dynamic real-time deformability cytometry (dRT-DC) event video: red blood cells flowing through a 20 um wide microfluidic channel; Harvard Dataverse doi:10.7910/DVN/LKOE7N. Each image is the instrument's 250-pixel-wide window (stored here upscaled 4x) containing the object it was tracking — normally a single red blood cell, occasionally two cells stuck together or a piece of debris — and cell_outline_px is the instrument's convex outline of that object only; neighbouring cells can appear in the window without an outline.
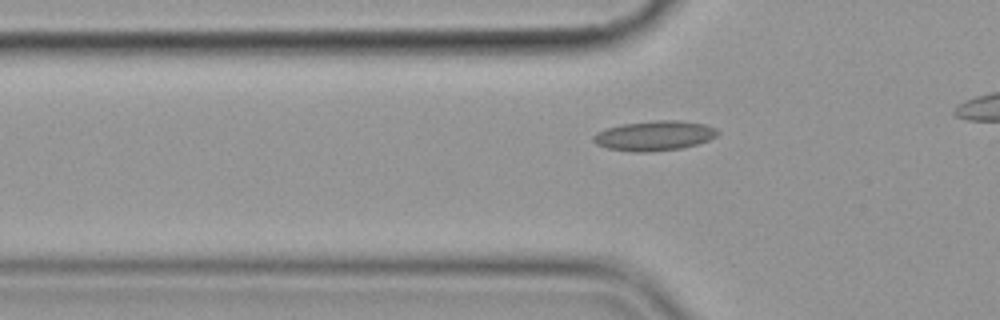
{"species": "common noctule bat (a hibernating species)", "species_latin": "Nyctalus noctula", "temperature_condition": "cold", "stored_images_in_passage": 33, "camera_frame_rate_fps": 3000, "um_per_image_px": 0.085, "animal": {"sex": "female", "body_mass_g": 19.9}, "frame": {"image": 1, "passage_image": 10, "time_ms": 3.0, "image_size_px": [1000, 320], "cell_outline_px": [[720, 132], [716, 136], [708, 140], [696, 144], [680, 148], [644, 152], [636, 152], [608, 148], [596, 144], [592, 140], [592, 136], [596, 132], [604, 128], [620, 124], [656, 120], [680, 120], [704, 124], [716, 128]], "centroid_in_image_um": [55.59, 11.52], "position_along_channel_um": 70.2, "area_um2": 21.62}}
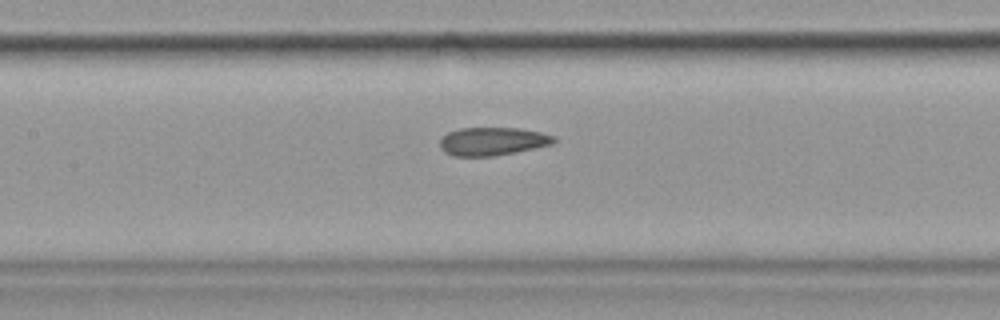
{"frame": {"image": 2, "passage_image": 18, "time_ms": 5.667, "image_size_px": [1000, 320], "cell_outline_px": [[556, 140], [552, 144], [536, 148], [516, 152], [492, 156], [452, 156], [444, 152], [440, 148], [440, 140], [448, 132], [460, 128], [520, 128], [540, 132], [556, 136]], "centroid_in_image_um": [41.87, 12.01], "position_along_channel_um": 165.5, "area_um2": 18.79}}
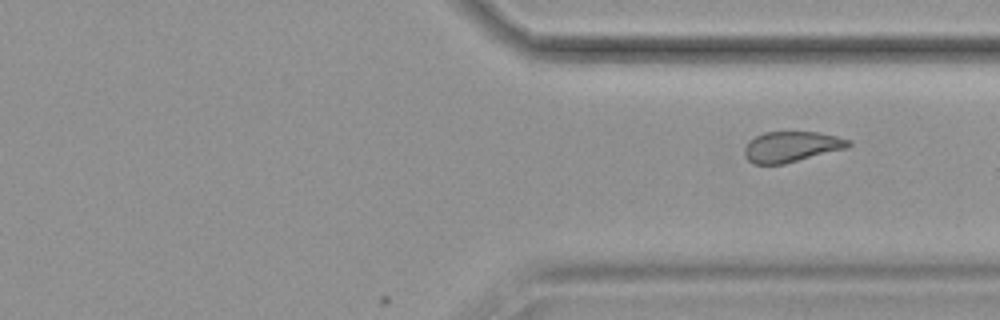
{"frame": {"image": 3, "passage_image": 33, "time_ms": 10.667, "image_size_px": [1000, 320], "cell_outline_px": [[852, 144], [848, 148], [784, 164], [752, 164], [744, 156], [744, 148], [748, 140], [764, 132], [820, 132], [852, 140]], "centroid_in_image_um": [67.28, 12.47], "position_along_channel_um": 344.1, "area_um2": 18.79}}